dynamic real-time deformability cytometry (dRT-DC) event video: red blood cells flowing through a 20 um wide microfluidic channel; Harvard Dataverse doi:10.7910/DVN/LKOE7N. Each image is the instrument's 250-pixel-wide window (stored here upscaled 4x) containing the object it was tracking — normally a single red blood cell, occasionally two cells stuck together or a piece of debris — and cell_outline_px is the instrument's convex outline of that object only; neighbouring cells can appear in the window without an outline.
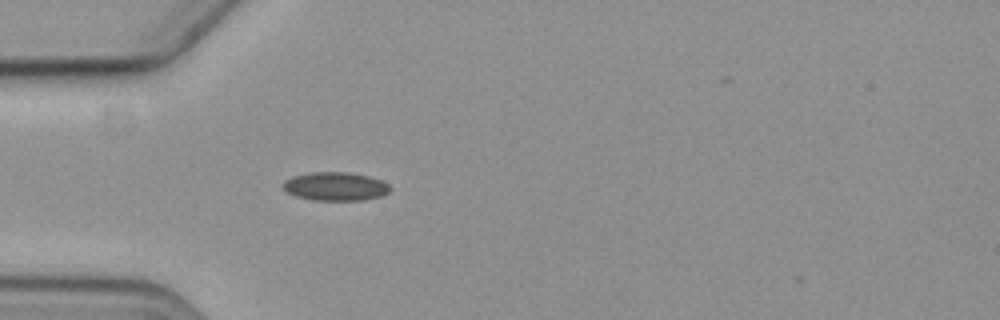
{"species": "common noctule bat (a hibernating species)", "species_latin": "Nyctalus noctula", "temperature_condition": "cold", "stored_images_in_passage": 3, "camera_frame_rate_fps": 3000, "um_per_image_px": 0.085, "animal": {"sex": "female", "body_mass_g": 19.3, "forearm_length_mm": 54.1}, "frame": {"image": 1, "passage_image": 3, "time_ms": 2.333, "image_size_px": [1000, 320], "cell_outline_px": [[392, 188], [388, 192], [380, 196], [364, 200], [312, 200], [296, 196], [288, 192], [284, 188], [284, 180], [292, 176], [312, 172], [348, 172], [368, 176], [380, 180], [388, 184]], "centroid_in_image_um": [28.51, 15.84], "position_along_channel_um": 56.5, "area_um2": 17.69}}